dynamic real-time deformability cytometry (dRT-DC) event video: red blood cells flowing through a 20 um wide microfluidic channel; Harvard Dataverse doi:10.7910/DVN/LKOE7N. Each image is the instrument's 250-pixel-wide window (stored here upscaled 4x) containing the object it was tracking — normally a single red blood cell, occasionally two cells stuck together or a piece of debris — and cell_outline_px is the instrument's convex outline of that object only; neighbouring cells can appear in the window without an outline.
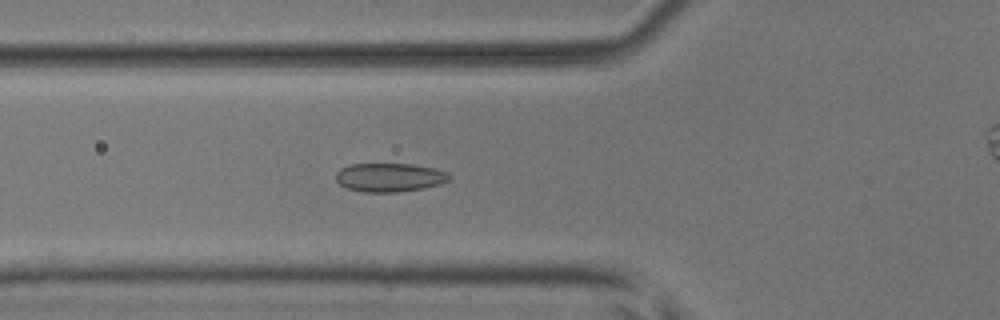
{"species": "common noctule bat (a hibernating species)", "species_latin": "Nyctalus noctula", "temperature_condition": "room temperature", "stored_images_in_passage": 42, "camera_frame_rate_fps": 3000, "um_per_image_px": 0.085, "animal": {"sex": "male", "body_mass_g": 17.9, "forearm_length_mm": 54.2}, "frame": {"image": 1, "passage_image": 8, "time_ms": 2.333, "image_size_px": [1000, 320], "cell_outline_px": [[452, 176], [448, 180], [440, 184], [424, 188], [396, 192], [364, 192], [348, 188], [340, 184], [336, 180], [336, 172], [340, 168], [348, 164], [412, 164], [432, 168], [448, 172]], "centroid_in_image_um": [33.1, 15.07], "position_along_channel_um": 92.7, "area_um2": 18.96}}
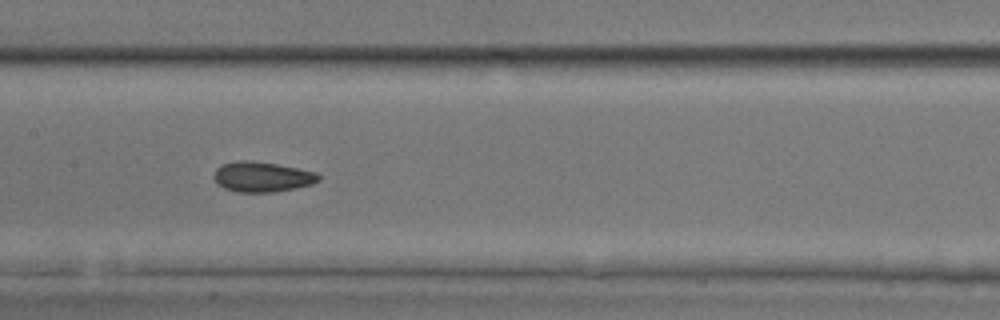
{"frame": {"image": 2, "passage_image": 15, "time_ms": 4.667, "image_size_px": [1000, 320], "cell_outline_px": [[320, 180], [312, 184], [296, 188], [276, 192], [236, 192], [224, 188], [216, 184], [216, 168], [220, 164], [236, 160], [252, 160], [276, 164], [316, 172], [320, 176]], "centroid_in_image_um": [22.27, 15.03], "position_along_channel_um": 185.1, "area_um2": 18.5}}
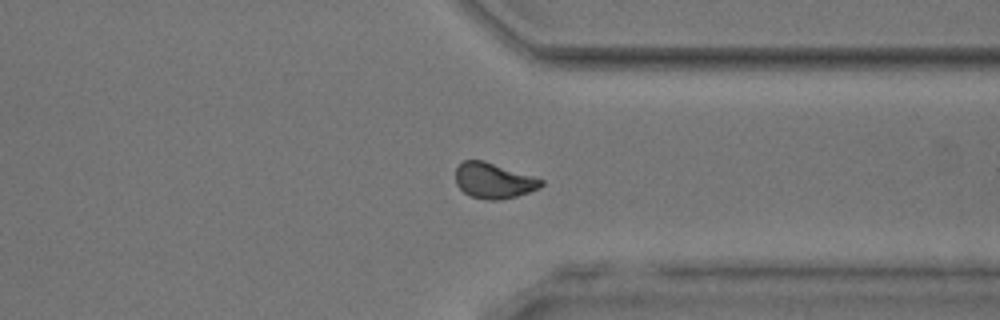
{"frame": {"image": 3, "passage_image": 29, "time_ms": 9.333, "image_size_px": [1000, 320], "cell_outline_px": [[544, 184], [540, 188], [516, 196], [500, 200], [488, 200], [472, 196], [464, 192], [456, 184], [456, 168], [464, 160], [484, 160], [544, 180]], "centroid_in_image_um": [41.96, 15.35], "position_along_channel_um": 369.4, "area_um2": 17.57}, "authors_computed_cell_mechanics": {"area_um2": 17.8602, "velocity_mm_per_s": 3.9587, "shape_relaxation_time_tau1_ms": 3.8083, "shape_relaxation_time_tau2_ms": 2.2715, "deformation_change_tau1": 0.0813, "deformation_change_tau2": 0.0481}}